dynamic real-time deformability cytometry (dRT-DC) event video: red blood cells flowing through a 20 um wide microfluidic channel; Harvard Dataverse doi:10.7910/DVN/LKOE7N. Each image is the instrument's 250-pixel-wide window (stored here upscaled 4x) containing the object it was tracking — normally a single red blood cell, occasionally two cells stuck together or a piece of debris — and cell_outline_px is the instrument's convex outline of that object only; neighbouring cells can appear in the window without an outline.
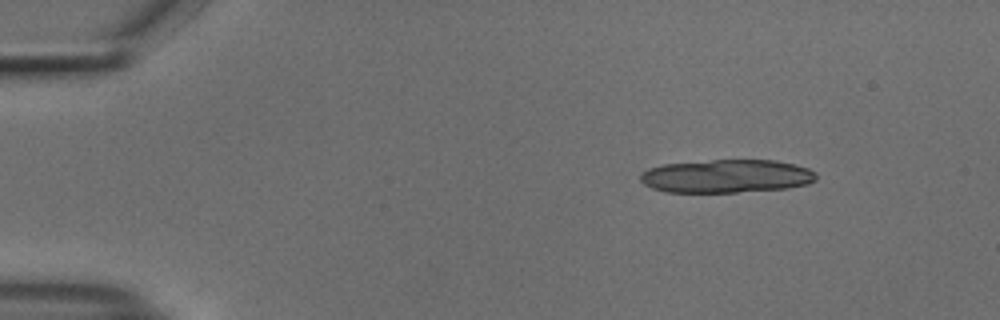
{"species": "common noctule bat (a hibernating species)", "species_latin": "Nyctalus noctula", "temperature_condition": "cold", "stored_images_in_passage": 48, "segment_of_instrument_passage": [1, 2], "camera_frame_rate_fps": 3000, "um_per_image_px": 0.085, "animal": {"sex": "male", "body_mass_g": 18.8}, "frame": {"image": 1, "passage_image": 1, "time_ms": 0.0, "image_size_px": [1000, 320], "cell_outline_px": [[816, 180], [808, 184], [788, 188], [736, 192], [664, 192], [652, 188], [644, 184], [640, 180], [640, 172], [648, 168], [664, 164], [712, 160], [776, 160], [808, 168], [816, 172]], "centroid_in_image_um": [61.74, 14.97], "position_along_channel_um": 23.3, "area_um2": 34.22}}